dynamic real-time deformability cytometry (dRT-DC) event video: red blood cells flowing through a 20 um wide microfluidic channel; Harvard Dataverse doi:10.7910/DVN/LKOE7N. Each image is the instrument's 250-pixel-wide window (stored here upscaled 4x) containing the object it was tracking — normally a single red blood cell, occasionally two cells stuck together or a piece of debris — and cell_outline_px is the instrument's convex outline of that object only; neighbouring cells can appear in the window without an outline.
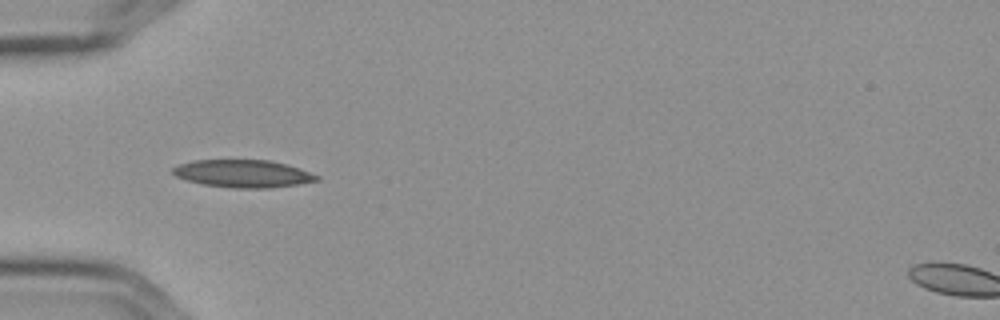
{"species": "Egyptian fruit bat (a non-hibernating species)", "species_latin": "Rousettus aegyptiacus", "temperature_condition": "cold", "stored_images_in_passage": 2, "camera_frame_rate_fps": 3000, "um_per_image_px": 0.085, "frame": {"image": 1, "passage_image": 1, "time_ms": 0.0, "image_size_px": [1000, 320], "cell_outline_px": [[320, 180], [296, 184], [268, 188], [232, 188], [200, 184], [176, 176], [172, 172], [172, 168], [180, 164], [196, 160], [268, 160], [288, 164], [300, 168], [320, 176]], "centroid_in_image_um": [20.68, 14.76], "position_along_channel_um": 64.3, "area_um2": 23.12}}
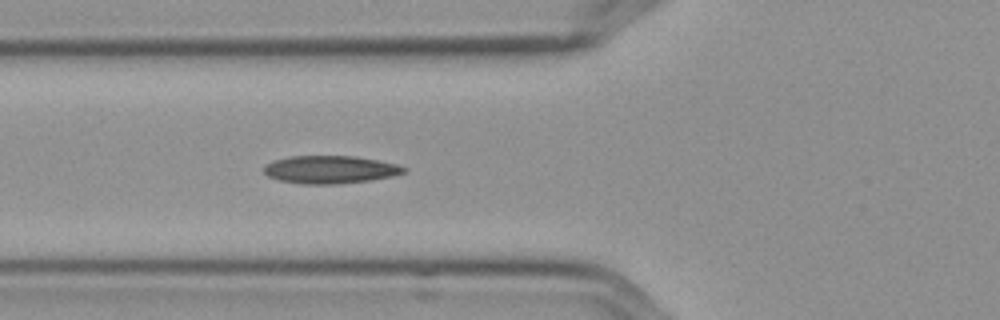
{"frame": {"image": 2, "passage_image": 2, "time_ms": 0.333, "image_size_px": [1000, 320], "cell_outline_px": [[408, 172], [392, 176], [372, 180], [336, 184], [304, 184], [280, 180], [268, 176], [264, 172], [264, 164], [272, 160], [288, 156], [356, 156], [380, 160], [400, 164], [408, 168]], "centroid_in_image_um": [28.11, 14.4], "position_along_channel_um": 97.7, "area_um2": 23.06}}